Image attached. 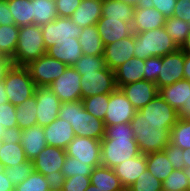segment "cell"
<instances>
[{
    "label": "cell",
    "instance_id": "obj_1",
    "mask_svg": "<svg viewBox=\"0 0 190 191\" xmlns=\"http://www.w3.org/2000/svg\"><path fill=\"white\" fill-rule=\"evenodd\" d=\"M139 154L131 123L105 126V134L101 140V166L113 169Z\"/></svg>",
    "mask_w": 190,
    "mask_h": 191
},
{
    "label": "cell",
    "instance_id": "obj_2",
    "mask_svg": "<svg viewBox=\"0 0 190 191\" xmlns=\"http://www.w3.org/2000/svg\"><path fill=\"white\" fill-rule=\"evenodd\" d=\"M130 123L140 153L163 151L170 143L171 127L166 122L145 121L143 114L136 111Z\"/></svg>",
    "mask_w": 190,
    "mask_h": 191
},
{
    "label": "cell",
    "instance_id": "obj_3",
    "mask_svg": "<svg viewBox=\"0 0 190 191\" xmlns=\"http://www.w3.org/2000/svg\"><path fill=\"white\" fill-rule=\"evenodd\" d=\"M58 117L68 121L75 136L102 140L105 134V123L87 112L82 100L61 102Z\"/></svg>",
    "mask_w": 190,
    "mask_h": 191
},
{
    "label": "cell",
    "instance_id": "obj_4",
    "mask_svg": "<svg viewBox=\"0 0 190 191\" xmlns=\"http://www.w3.org/2000/svg\"><path fill=\"white\" fill-rule=\"evenodd\" d=\"M46 54L41 26H20L17 46L12 57L14 66H27Z\"/></svg>",
    "mask_w": 190,
    "mask_h": 191
},
{
    "label": "cell",
    "instance_id": "obj_5",
    "mask_svg": "<svg viewBox=\"0 0 190 191\" xmlns=\"http://www.w3.org/2000/svg\"><path fill=\"white\" fill-rule=\"evenodd\" d=\"M177 49L178 46L164 27L135 33L134 56L136 58L146 60L154 56L162 57Z\"/></svg>",
    "mask_w": 190,
    "mask_h": 191
},
{
    "label": "cell",
    "instance_id": "obj_6",
    "mask_svg": "<svg viewBox=\"0 0 190 191\" xmlns=\"http://www.w3.org/2000/svg\"><path fill=\"white\" fill-rule=\"evenodd\" d=\"M8 102L17 106L34 96L36 84L25 66H12L4 78Z\"/></svg>",
    "mask_w": 190,
    "mask_h": 191
},
{
    "label": "cell",
    "instance_id": "obj_7",
    "mask_svg": "<svg viewBox=\"0 0 190 191\" xmlns=\"http://www.w3.org/2000/svg\"><path fill=\"white\" fill-rule=\"evenodd\" d=\"M81 100L99 94H110L117 86L115 72L107 66L99 71L85 72L80 78Z\"/></svg>",
    "mask_w": 190,
    "mask_h": 191
},
{
    "label": "cell",
    "instance_id": "obj_8",
    "mask_svg": "<svg viewBox=\"0 0 190 191\" xmlns=\"http://www.w3.org/2000/svg\"><path fill=\"white\" fill-rule=\"evenodd\" d=\"M25 67L37 87H48L68 66L45 54Z\"/></svg>",
    "mask_w": 190,
    "mask_h": 191
},
{
    "label": "cell",
    "instance_id": "obj_9",
    "mask_svg": "<svg viewBox=\"0 0 190 191\" xmlns=\"http://www.w3.org/2000/svg\"><path fill=\"white\" fill-rule=\"evenodd\" d=\"M45 48L59 46L66 40L79 38L82 28L69 17H58L54 21L41 26Z\"/></svg>",
    "mask_w": 190,
    "mask_h": 191
},
{
    "label": "cell",
    "instance_id": "obj_10",
    "mask_svg": "<svg viewBox=\"0 0 190 191\" xmlns=\"http://www.w3.org/2000/svg\"><path fill=\"white\" fill-rule=\"evenodd\" d=\"M67 156L81 160L93 168L101 166V140L75 136L65 148Z\"/></svg>",
    "mask_w": 190,
    "mask_h": 191
},
{
    "label": "cell",
    "instance_id": "obj_11",
    "mask_svg": "<svg viewBox=\"0 0 190 191\" xmlns=\"http://www.w3.org/2000/svg\"><path fill=\"white\" fill-rule=\"evenodd\" d=\"M136 111L122 90L116 88L109 94V103L104 119L105 126L130 123Z\"/></svg>",
    "mask_w": 190,
    "mask_h": 191
},
{
    "label": "cell",
    "instance_id": "obj_12",
    "mask_svg": "<svg viewBox=\"0 0 190 191\" xmlns=\"http://www.w3.org/2000/svg\"><path fill=\"white\" fill-rule=\"evenodd\" d=\"M80 78L81 74L73 66H68L48 87L61 102L81 100Z\"/></svg>",
    "mask_w": 190,
    "mask_h": 191
},
{
    "label": "cell",
    "instance_id": "obj_13",
    "mask_svg": "<svg viewBox=\"0 0 190 191\" xmlns=\"http://www.w3.org/2000/svg\"><path fill=\"white\" fill-rule=\"evenodd\" d=\"M184 52L179 48L175 52L160 57V73L157 88L172 85L184 79Z\"/></svg>",
    "mask_w": 190,
    "mask_h": 191
},
{
    "label": "cell",
    "instance_id": "obj_14",
    "mask_svg": "<svg viewBox=\"0 0 190 191\" xmlns=\"http://www.w3.org/2000/svg\"><path fill=\"white\" fill-rule=\"evenodd\" d=\"M37 125L45 127L55 121L60 110V99L49 87H36Z\"/></svg>",
    "mask_w": 190,
    "mask_h": 191
},
{
    "label": "cell",
    "instance_id": "obj_15",
    "mask_svg": "<svg viewBox=\"0 0 190 191\" xmlns=\"http://www.w3.org/2000/svg\"><path fill=\"white\" fill-rule=\"evenodd\" d=\"M135 33L104 46L103 57L108 68L115 71L121 64L134 57Z\"/></svg>",
    "mask_w": 190,
    "mask_h": 191
},
{
    "label": "cell",
    "instance_id": "obj_16",
    "mask_svg": "<svg viewBox=\"0 0 190 191\" xmlns=\"http://www.w3.org/2000/svg\"><path fill=\"white\" fill-rule=\"evenodd\" d=\"M145 121L166 122L171 128L179 119V113L159 93L145 107L139 110Z\"/></svg>",
    "mask_w": 190,
    "mask_h": 191
},
{
    "label": "cell",
    "instance_id": "obj_17",
    "mask_svg": "<svg viewBox=\"0 0 190 191\" xmlns=\"http://www.w3.org/2000/svg\"><path fill=\"white\" fill-rule=\"evenodd\" d=\"M166 17L149 4L142 3L135 7L132 24L133 33L164 27Z\"/></svg>",
    "mask_w": 190,
    "mask_h": 191
},
{
    "label": "cell",
    "instance_id": "obj_18",
    "mask_svg": "<svg viewBox=\"0 0 190 191\" xmlns=\"http://www.w3.org/2000/svg\"><path fill=\"white\" fill-rule=\"evenodd\" d=\"M120 89L137 111L145 107L159 93L156 84L147 80L123 85Z\"/></svg>",
    "mask_w": 190,
    "mask_h": 191
},
{
    "label": "cell",
    "instance_id": "obj_19",
    "mask_svg": "<svg viewBox=\"0 0 190 191\" xmlns=\"http://www.w3.org/2000/svg\"><path fill=\"white\" fill-rule=\"evenodd\" d=\"M67 155L65 149L47 145L32 163L36 172L47 174L61 171Z\"/></svg>",
    "mask_w": 190,
    "mask_h": 191
},
{
    "label": "cell",
    "instance_id": "obj_20",
    "mask_svg": "<svg viewBox=\"0 0 190 191\" xmlns=\"http://www.w3.org/2000/svg\"><path fill=\"white\" fill-rule=\"evenodd\" d=\"M96 26L104 46L126 38L133 33L132 25L118 18L101 16Z\"/></svg>",
    "mask_w": 190,
    "mask_h": 191
},
{
    "label": "cell",
    "instance_id": "obj_21",
    "mask_svg": "<svg viewBox=\"0 0 190 191\" xmlns=\"http://www.w3.org/2000/svg\"><path fill=\"white\" fill-rule=\"evenodd\" d=\"M44 134L47 145L61 149H65L75 138L71 124L59 117L44 127Z\"/></svg>",
    "mask_w": 190,
    "mask_h": 191
},
{
    "label": "cell",
    "instance_id": "obj_22",
    "mask_svg": "<svg viewBox=\"0 0 190 191\" xmlns=\"http://www.w3.org/2000/svg\"><path fill=\"white\" fill-rule=\"evenodd\" d=\"M113 170L120 179L122 186L128 189L146 170V154L140 153L138 156L123 161Z\"/></svg>",
    "mask_w": 190,
    "mask_h": 191
},
{
    "label": "cell",
    "instance_id": "obj_23",
    "mask_svg": "<svg viewBox=\"0 0 190 191\" xmlns=\"http://www.w3.org/2000/svg\"><path fill=\"white\" fill-rule=\"evenodd\" d=\"M102 4L103 0H81L69 18L81 28L96 25L102 16Z\"/></svg>",
    "mask_w": 190,
    "mask_h": 191
},
{
    "label": "cell",
    "instance_id": "obj_24",
    "mask_svg": "<svg viewBox=\"0 0 190 191\" xmlns=\"http://www.w3.org/2000/svg\"><path fill=\"white\" fill-rule=\"evenodd\" d=\"M159 95L178 113H180L190 98V82L176 81L172 85L159 88Z\"/></svg>",
    "mask_w": 190,
    "mask_h": 191
},
{
    "label": "cell",
    "instance_id": "obj_25",
    "mask_svg": "<svg viewBox=\"0 0 190 191\" xmlns=\"http://www.w3.org/2000/svg\"><path fill=\"white\" fill-rule=\"evenodd\" d=\"M28 160L34 158L47 146L44 134V127L35 125L22 130L20 141Z\"/></svg>",
    "mask_w": 190,
    "mask_h": 191
},
{
    "label": "cell",
    "instance_id": "obj_26",
    "mask_svg": "<svg viewBox=\"0 0 190 191\" xmlns=\"http://www.w3.org/2000/svg\"><path fill=\"white\" fill-rule=\"evenodd\" d=\"M145 60L132 57L121 64L115 72V81L117 88L123 85L144 80Z\"/></svg>",
    "mask_w": 190,
    "mask_h": 191
},
{
    "label": "cell",
    "instance_id": "obj_27",
    "mask_svg": "<svg viewBox=\"0 0 190 191\" xmlns=\"http://www.w3.org/2000/svg\"><path fill=\"white\" fill-rule=\"evenodd\" d=\"M46 54L56 60H59L66 64L67 66H73L82 54L81 45L77 38L73 40H66L62 42L59 46H52L46 49Z\"/></svg>",
    "mask_w": 190,
    "mask_h": 191
},
{
    "label": "cell",
    "instance_id": "obj_28",
    "mask_svg": "<svg viewBox=\"0 0 190 191\" xmlns=\"http://www.w3.org/2000/svg\"><path fill=\"white\" fill-rule=\"evenodd\" d=\"M90 183L101 191H123L125 189L114 170L105 166L93 168Z\"/></svg>",
    "mask_w": 190,
    "mask_h": 191
},
{
    "label": "cell",
    "instance_id": "obj_29",
    "mask_svg": "<svg viewBox=\"0 0 190 191\" xmlns=\"http://www.w3.org/2000/svg\"><path fill=\"white\" fill-rule=\"evenodd\" d=\"M82 54L99 56L103 55L104 44L96 25L82 28L78 38Z\"/></svg>",
    "mask_w": 190,
    "mask_h": 191
},
{
    "label": "cell",
    "instance_id": "obj_30",
    "mask_svg": "<svg viewBox=\"0 0 190 191\" xmlns=\"http://www.w3.org/2000/svg\"><path fill=\"white\" fill-rule=\"evenodd\" d=\"M146 169L158 180L165 181L174 170L164 151L149 153L146 155Z\"/></svg>",
    "mask_w": 190,
    "mask_h": 191
},
{
    "label": "cell",
    "instance_id": "obj_31",
    "mask_svg": "<svg viewBox=\"0 0 190 191\" xmlns=\"http://www.w3.org/2000/svg\"><path fill=\"white\" fill-rule=\"evenodd\" d=\"M135 7L119 0H103L102 17L118 18L133 24Z\"/></svg>",
    "mask_w": 190,
    "mask_h": 191
},
{
    "label": "cell",
    "instance_id": "obj_32",
    "mask_svg": "<svg viewBox=\"0 0 190 191\" xmlns=\"http://www.w3.org/2000/svg\"><path fill=\"white\" fill-rule=\"evenodd\" d=\"M33 24L42 26L58 18L55 0H32Z\"/></svg>",
    "mask_w": 190,
    "mask_h": 191
},
{
    "label": "cell",
    "instance_id": "obj_33",
    "mask_svg": "<svg viewBox=\"0 0 190 191\" xmlns=\"http://www.w3.org/2000/svg\"><path fill=\"white\" fill-rule=\"evenodd\" d=\"M17 125L20 129H27L37 125V106L35 95L16 106Z\"/></svg>",
    "mask_w": 190,
    "mask_h": 191
},
{
    "label": "cell",
    "instance_id": "obj_34",
    "mask_svg": "<svg viewBox=\"0 0 190 191\" xmlns=\"http://www.w3.org/2000/svg\"><path fill=\"white\" fill-rule=\"evenodd\" d=\"M15 25L24 26L33 24L32 0H6Z\"/></svg>",
    "mask_w": 190,
    "mask_h": 191
},
{
    "label": "cell",
    "instance_id": "obj_35",
    "mask_svg": "<svg viewBox=\"0 0 190 191\" xmlns=\"http://www.w3.org/2000/svg\"><path fill=\"white\" fill-rule=\"evenodd\" d=\"M20 27L11 25H0V55L12 58L18 41Z\"/></svg>",
    "mask_w": 190,
    "mask_h": 191
},
{
    "label": "cell",
    "instance_id": "obj_36",
    "mask_svg": "<svg viewBox=\"0 0 190 191\" xmlns=\"http://www.w3.org/2000/svg\"><path fill=\"white\" fill-rule=\"evenodd\" d=\"M28 161L21 143H4L0 147V162L4 168Z\"/></svg>",
    "mask_w": 190,
    "mask_h": 191
},
{
    "label": "cell",
    "instance_id": "obj_37",
    "mask_svg": "<svg viewBox=\"0 0 190 191\" xmlns=\"http://www.w3.org/2000/svg\"><path fill=\"white\" fill-rule=\"evenodd\" d=\"M170 144L182 150L190 148V118L179 117L170 130Z\"/></svg>",
    "mask_w": 190,
    "mask_h": 191
},
{
    "label": "cell",
    "instance_id": "obj_38",
    "mask_svg": "<svg viewBox=\"0 0 190 191\" xmlns=\"http://www.w3.org/2000/svg\"><path fill=\"white\" fill-rule=\"evenodd\" d=\"M164 28L178 48L181 47L190 32V24L181 17L166 18Z\"/></svg>",
    "mask_w": 190,
    "mask_h": 191
},
{
    "label": "cell",
    "instance_id": "obj_39",
    "mask_svg": "<svg viewBox=\"0 0 190 191\" xmlns=\"http://www.w3.org/2000/svg\"><path fill=\"white\" fill-rule=\"evenodd\" d=\"M84 108L96 118L104 121L109 103V94H99L82 99Z\"/></svg>",
    "mask_w": 190,
    "mask_h": 191
},
{
    "label": "cell",
    "instance_id": "obj_40",
    "mask_svg": "<svg viewBox=\"0 0 190 191\" xmlns=\"http://www.w3.org/2000/svg\"><path fill=\"white\" fill-rule=\"evenodd\" d=\"M35 171L32 161L28 160L24 163L13 165L9 168H5V175L10 182L16 186L22 183L30 174Z\"/></svg>",
    "mask_w": 190,
    "mask_h": 191
},
{
    "label": "cell",
    "instance_id": "obj_41",
    "mask_svg": "<svg viewBox=\"0 0 190 191\" xmlns=\"http://www.w3.org/2000/svg\"><path fill=\"white\" fill-rule=\"evenodd\" d=\"M129 191H163L162 181L158 180L147 169L128 188Z\"/></svg>",
    "mask_w": 190,
    "mask_h": 191
},
{
    "label": "cell",
    "instance_id": "obj_42",
    "mask_svg": "<svg viewBox=\"0 0 190 191\" xmlns=\"http://www.w3.org/2000/svg\"><path fill=\"white\" fill-rule=\"evenodd\" d=\"M73 67L78 73L84 75L85 72L99 71L106 67L103 55L92 56L83 54L81 58L74 63Z\"/></svg>",
    "mask_w": 190,
    "mask_h": 191
},
{
    "label": "cell",
    "instance_id": "obj_43",
    "mask_svg": "<svg viewBox=\"0 0 190 191\" xmlns=\"http://www.w3.org/2000/svg\"><path fill=\"white\" fill-rule=\"evenodd\" d=\"M49 186L46 177L34 171L22 183L17 184L14 191H48Z\"/></svg>",
    "mask_w": 190,
    "mask_h": 191
},
{
    "label": "cell",
    "instance_id": "obj_44",
    "mask_svg": "<svg viewBox=\"0 0 190 191\" xmlns=\"http://www.w3.org/2000/svg\"><path fill=\"white\" fill-rule=\"evenodd\" d=\"M92 170V166L82 163L81 160L67 156L62 166L61 172L63 173L65 178H68L75 175L81 176L82 174L90 176Z\"/></svg>",
    "mask_w": 190,
    "mask_h": 191
},
{
    "label": "cell",
    "instance_id": "obj_45",
    "mask_svg": "<svg viewBox=\"0 0 190 191\" xmlns=\"http://www.w3.org/2000/svg\"><path fill=\"white\" fill-rule=\"evenodd\" d=\"M164 191L188 189V178L184 169H174L165 181L162 182Z\"/></svg>",
    "mask_w": 190,
    "mask_h": 191
},
{
    "label": "cell",
    "instance_id": "obj_46",
    "mask_svg": "<svg viewBox=\"0 0 190 191\" xmlns=\"http://www.w3.org/2000/svg\"><path fill=\"white\" fill-rule=\"evenodd\" d=\"M16 106L10 102L0 104V124L6 128L18 127L16 119Z\"/></svg>",
    "mask_w": 190,
    "mask_h": 191
},
{
    "label": "cell",
    "instance_id": "obj_47",
    "mask_svg": "<svg viewBox=\"0 0 190 191\" xmlns=\"http://www.w3.org/2000/svg\"><path fill=\"white\" fill-rule=\"evenodd\" d=\"M90 184V176L75 175L65 178L62 191H85Z\"/></svg>",
    "mask_w": 190,
    "mask_h": 191
},
{
    "label": "cell",
    "instance_id": "obj_48",
    "mask_svg": "<svg viewBox=\"0 0 190 191\" xmlns=\"http://www.w3.org/2000/svg\"><path fill=\"white\" fill-rule=\"evenodd\" d=\"M160 73V57H149L145 60L144 66V80L156 84L158 75Z\"/></svg>",
    "mask_w": 190,
    "mask_h": 191
},
{
    "label": "cell",
    "instance_id": "obj_49",
    "mask_svg": "<svg viewBox=\"0 0 190 191\" xmlns=\"http://www.w3.org/2000/svg\"><path fill=\"white\" fill-rule=\"evenodd\" d=\"M168 157V160L172 163L173 169H184L183 150L180 147L168 144L163 150Z\"/></svg>",
    "mask_w": 190,
    "mask_h": 191
},
{
    "label": "cell",
    "instance_id": "obj_50",
    "mask_svg": "<svg viewBox=\"0 0 190 191\" xmlns=\"http://www.w3.org/2000/svg\"><path fill=\"white\" fill-rule=\"evenodd\" d=\"M177 0H146V3L157 9L166 18H170L174 14V8Z\"/></svg>",
    "mask_w": 190,
    "mask_h": 191
},
{
    "label": "cell",
    "instance_id": "obj_51",
    "mask_svg": "<svg viewBox=\"0 0 190 191\" xmlns=\"http://www.w3.org/2000/svg\"><path fill=\"white\" fill-rule=\"evenodd\" d=\"M81 0H55L58 17H70Z\"/></svg>",
    "mask_w": 190,
    "mask_h": 191
},
{
    "label": "cell",
    "instance_id": "obj_52",
    "mask_svg": "<svg viewBox=\"0 0 190 191\" xmlns=\"http://www.w3.org/2000/svg\"><path fill=\"white\" fill-rule=\"evenodd\" d=\"M45 177L47 179L48 186L51 191H62L65 176L61 171L47 174Z\"/></svg>",
    "mask_w": 190,
    "mask_h": 191
},
{
    "label": "cell",
    "instance_id": "obj_53",
    "mask_svg": "<svg viewBox=\"0 0 190 191\" xmlns=\"http://www.w3.org/2000/svg\"><path fill=\"white\" fill-rule=\"evenodd\" d=\"M173 17H181L190 24V0H177Z\"/></svg>",
    "mask_w": 190,
    "mask_h": 191
},
{
    "label": "cell",
    "instance_id": "obj_54",
    "mask_svg": "<svg viewBox=\"0 0 190 191\" xmlns=\"http://www.w3.org/2000/svg\"><path fill=\"white\" fill-rule=\"evenodd\" d=\"M22 135V129L19 127L6 128L1 138L4 143H20Z\"/></svg>",
    "mask_w": 190,
    "mask_h": 191
},
{
    "label": "cell",
    "instance_id": "obj_55",
    "mask_svg": "<svg viewBox=\"0 0 190 191\" xmlns=\"http://www.w3.org/2000/svg\"><path fill=\"white\" fill-rule=\"evenodd\" d=\"M15 24L6 0H0V25Z\"/></svg>",
    "mask_w": 190,
    "mask_h": 191
},
{
    "label": "cell",
    "instance_id": "obj_56",
    "mask_svg": "<svg viewBox=\"0 0 190 191\" xmlns=\"http://www.w3.org/2000/svg\"><path fill=\"white\" fill-rule=\"evenodd\" d=\"M12 66V58L0 55V82L4 80L5 76L7 75L8 71L12 68Z\"/></svg>",
    "mask_w": 190,
    "mask_h": 191
},
{
    "label": "cell",
    "instance_id": "obj_57",
    "mask_svg": "<svg viewBox=\"0 0 190 191\" xmlns=\"http://www.w3.org/2000/svg\"><path fill=\"white\" fill-rule=\"evenodd\" d=\"M15 186L6 177L5 172L0 173V191H14Z\"/></svg>",
    "mask_w": 190,
    "mask_h": 191
},
{
    "label": "cell",
    "instance_id": "obj_58",
    "mask_svg": "<svg viewBox=\"0 0 190 191\" xmlns=\"http://www.w3.org/2000/svg\"><path fill=\"white\" fill-rule=\"evenodd\" d=\"M184 80L190 82V54L184 53Z\"/></svg>",
    "mask_w": 190,
    "mask_h": 191
},
{
    "label": "cell",
    "instance_id": "obj_59",
    "mask_svg": "<svg viewBox=\"0 0 190 191\" xmlns=\"http://www.w3.org/2000/svg\"><path fill=\"white\" fill-rule=\"evenodd\" d=\"M8 102L7 93L4 86V81L0 82V104H5Z\"/></svg>",
    "mask_w": 190,
    "mask_h": 191
},
{
    "label": "cell",
    "instance_id": "obj_60",
    "mask_svg": "<svg viewBox=\"0 0 190 191\" xmlns=\"http://www.w3.org/2000/svg\"><path fill=\"white\" fill-rule=\"evenodd\" d=\"M179 115L183 118H190V98L187 99V103Z\"/></svg>",
    "mask_w": 190,
    "mask_h": 191
},
{
    "label": "cell",
    "instance_id": "obj_61",
    "mask_svg": "<svg viewBox=\"0 0 190 191\" xmlns=\"http://www.w3.org/2000/svg\"><path fill=\"white\" fill-rule=\"evenodd\" d=\"M180 49L184 52V53H188L190 54V32L187 35L185 41L183 42V44L181 45Z\"/></svg>",
    "mask_w": 190,
    "mask_h": 191
},
{
    "label": "cell",
    "instance_id": "obj_62",
    "mask_svg": "<svg viewBox=\"0 0 190 191\" xmlns=\"http://www.w3.org/2000/svg\"><path fill=\"white\" fill-rule=\"evenodd\" d=\"M184 166L190 167V148L189 149H183V159Z\"/></svg>",
    "mask_w": 190,
    "mask_h": 191
},
{
    "label": "cell",
    "instance_id": "obj_63",
    "mask_svg": "<svg viewBox=\"0 0 190 191\" xmlns=\"http://www.w3.org/2000/svg\"><path fill=\"white\" fill-rule=\"evenodd\" d=\"M119 1L132 5L133 7H137L138 5L146 2V0H119Z\"/></svg>",
    "mask_w": 190,
    "mask_h": 191
},
{
    "label": "cell",
    "instance_id": "obj_64",
    "mask_svg": "<svg viewBox=\"0 0 190 191\" xmlns=\"http://www.w3.org/2000/svg\"><path fill=\"white\" fill-rule=\"evenodd\" d=\"M184 170H185V175L188 178V184H189L188 190L190 191V167H185Z\"/></svg>",
    "mask_w": 190,
    "mask_h": 191
},
{
    "label": "cell",
    "instance_id": "obj_65",
    "mask_svg": "<svg viewBox=\"0 0 190 191\" xmlns=\"http://www.w3.org/2000/svg\"><path fill=\"white\" fill-rule=\"evenodd\" d=\"M85 191H101V190L98 189V187H96L95 185L90 184Z\"/></svg>",
    "mask_w": 190,
    "mask_h": 191
},
{
    "label": "cell",
    "instance_id": "obj_66",
    "mask_svg": "<svg viewBox=\"0 0 190 191\" xmlns=\"http://www.w3.org/2000/svg\"><path fill=\"white\" fill-rule=\"evenodd\" d=\"M5 128L0 124V139L3 137V132Z\"/></svg>",
    "mask_w": 190,
    "mask_h": 191
},
{
    "label": "cell",
    "instance_id": "obj_67",
    "mask_svg": "<svg viewBox=\"0 0 190 191\" xmlns=\"http://www.w3.org/2000/svg\"><path fill=\"white\" fill-rule=\"evenodd\" d=\"M5 171L4 165L0 162V173Z\"/></svg>",
    "mask_w": 190,
    "mask_h": 191
},
{
    "label": "cell",
    "instance_id": "obj_68",
    "mask_svg": "<svg viewBox=\"0 0 190 191\" xmlns=\"http://www.w3.org/2000/svg\"><path fill=\"white\" fill-rule=\"evenodd\" d=\"M175 191H189V190L188 189H183V190H175Z\"/></svg>",
    "mask_w": 190,
    "mask_h": 191
},
{
    "label": "cell",
    "instance_id": "obj_69",
    "mask_svg": "<svg viewBox=\"0 0 190 191\" xmlns=\"http://www.w3.org/2000/svg\"><path fill=\"white\" fill-rule=\"evenodd\" d=\"M2 144H3V142H2V140L0 139V147L2 146Z\"/></svg>",
    "mask_w": 190,
    "mask_h": 191
}]
</instances>
